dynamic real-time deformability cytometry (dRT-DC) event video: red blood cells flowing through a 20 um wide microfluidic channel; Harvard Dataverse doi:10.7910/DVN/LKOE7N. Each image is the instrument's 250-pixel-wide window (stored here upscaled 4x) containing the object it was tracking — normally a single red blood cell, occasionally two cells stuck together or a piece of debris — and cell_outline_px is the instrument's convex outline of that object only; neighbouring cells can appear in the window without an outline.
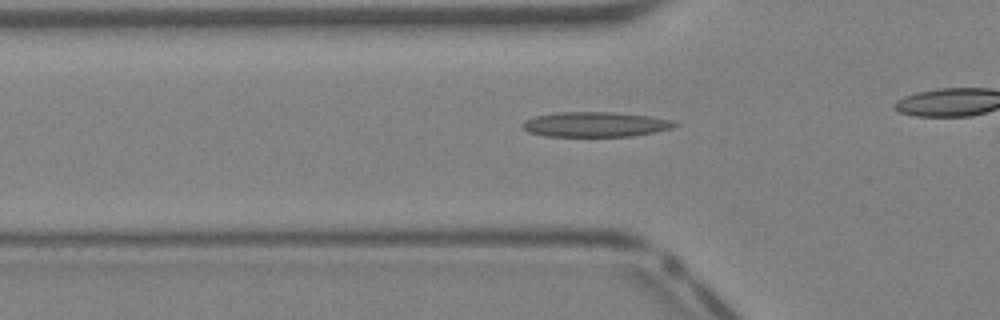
{"species": "Egyptian fruit bat (a non-hibernating species)", "species_latin": "Rousettus aegyptiacus", "temperature_condition": "warm", "stored_images_in_passage": 26, "camera_frame_rate_fps": 3000, "um_per_image_px": 0.085, "animal": {"sex": "female"}, "frame": {"image": 1, "passage_image": 7, "time_ms": 2.0, "image_size_px": [1000, 320], "cell_outline_px": [[680, 124], [672, 128], [632, 136], [544, 136], [528, 132], [524, 128], [524, 120], [536, 116], [560, 112], [612, 112], [648, 116], [672, 120]], "centroid_in_image_um": [50.61, 10.57], "position_along_channel_um": 75.2, "area_um2": 21.91}}
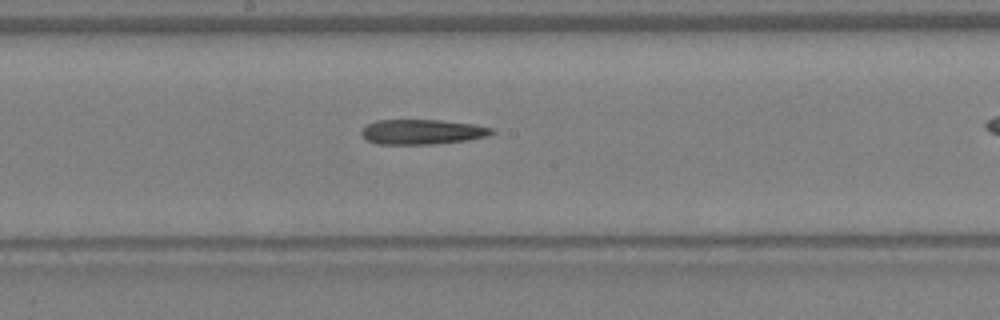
{"frame": {"image": 2, "passage_image": 15, "time_ms": 4.667, "image_size_px": [1000, 320], "cell_outline_px": [[496, 132], [488, 136], [468, 140], [436, 144], [376, 144], [368, 140], [360, 132], [368, 124], [376, 120], [440, 120], [472, 124], [492, 128]], "centroid_in_image_um": [35.91, 11.21], "position_along_channel_um": 212.3, "area_um2": 18.9}}
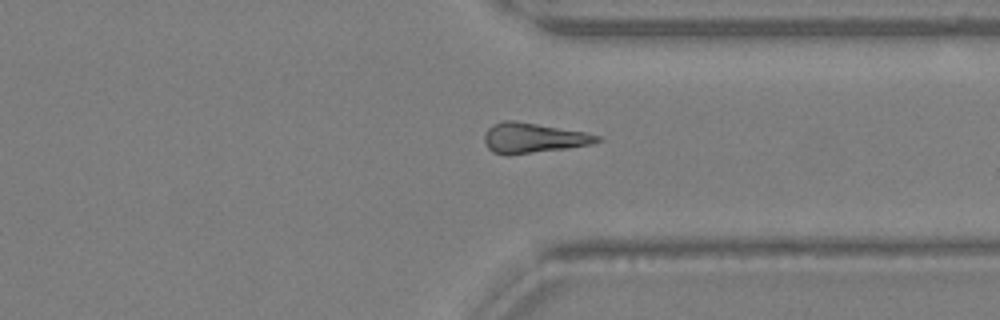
{"frame": {"image": 3, "passage_image": 24, "time_ms": 7.667, "image_size_px": [1000, 320], "cell_outline_px": [[604, 140], [592, 144], [568, 148], [508, 156], [492, 152], [488, 148], [484, 140], [484, 132], [492, 124], [504, 120], [516, 120], [584, 132], [600, 136]], "centroid_in_image_um": [45.3, 11.73], "position_along_channel_um": 366.1, "area_um2": 20.06}}